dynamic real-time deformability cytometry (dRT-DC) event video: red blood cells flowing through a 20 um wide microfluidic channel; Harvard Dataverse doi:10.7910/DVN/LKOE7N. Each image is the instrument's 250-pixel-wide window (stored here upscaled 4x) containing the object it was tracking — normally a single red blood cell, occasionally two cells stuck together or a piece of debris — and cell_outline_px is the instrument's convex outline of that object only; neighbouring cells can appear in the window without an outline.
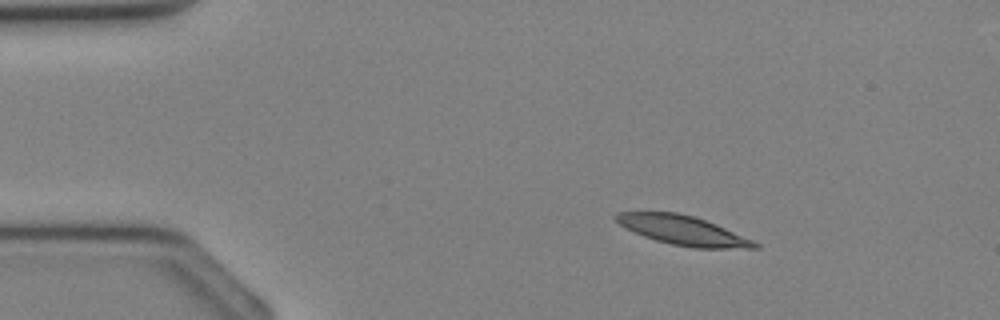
{"species": "Egyptian fruit bat (a non-hibernating species)", "species_latin": "Rousettus aegyptiacus", "temperature_condition": "cold", "stored_images_in_passage": 31, "camera_frame_rate_fps": 3000, "um_per_image_px": 0.085, "animal": {"sex": "female"}, "frame": {"image": 1, "passage_image": 1, "time_ms": 0.0, "image_size_px": [1000, 320], "cell_outline_px": [[760, 248], [692, 248], [672, 244], [656, 240], [644, 236], [620, 224], [612, 216], [616, 212], [676, 212], [692, 216], [716, 224], [752, 240], [760, 244]], "centroid_in_image_um": [58.05, 19.58], "position_along_channel_um": 27.0, "area_um2": 23.29}}
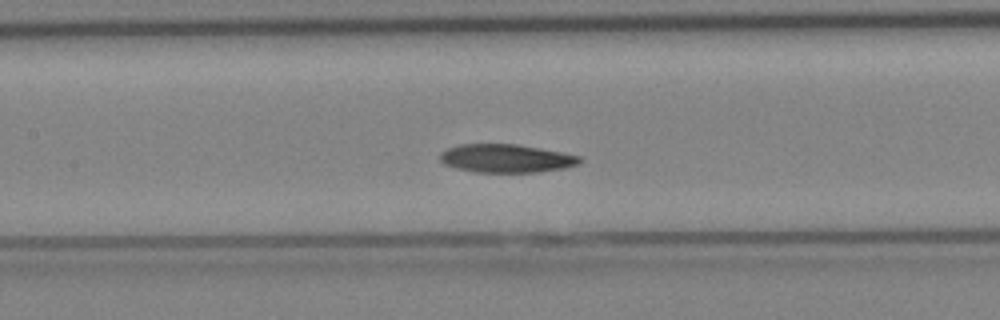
{"frame": {"image": 2, "passage_image": 12, "time_ms": 3.667, "image_size_px": [1000, 320], "cell_outline_px": [[584, 160], [576, 164], [564, 168], [536, 172], [476, 172], [456, 168], [444, 164], [440, 160], [440, 152], [448, 148], [460, 144], [516, 144], [540, 148], [580, 156]], "centroid_in_image_um": [43.0, 13.46], "position_along_channel_um": 164.4, "area_um2": 22.95}}
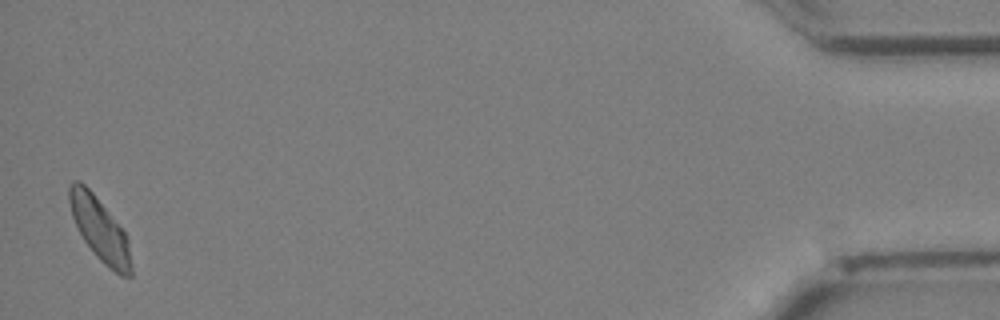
{"frame": {"image": 3, "passage_image": 31, "time_ms": 10.0, "image_size_px": [1000, 320], "cell_outline_px": [[132, 276], [120, 276], [108, 268], [92, 252], [84, 240], [72, 216], [68, 200], [68, 188], [72, 180], [80, 180], [92, 192], [124, 232], [128, 240], [132, 264]], "centroid_in_image_um": [8.48, 19.51], "position_along_channel_um": 426.7, "area_um2": 22.6}}